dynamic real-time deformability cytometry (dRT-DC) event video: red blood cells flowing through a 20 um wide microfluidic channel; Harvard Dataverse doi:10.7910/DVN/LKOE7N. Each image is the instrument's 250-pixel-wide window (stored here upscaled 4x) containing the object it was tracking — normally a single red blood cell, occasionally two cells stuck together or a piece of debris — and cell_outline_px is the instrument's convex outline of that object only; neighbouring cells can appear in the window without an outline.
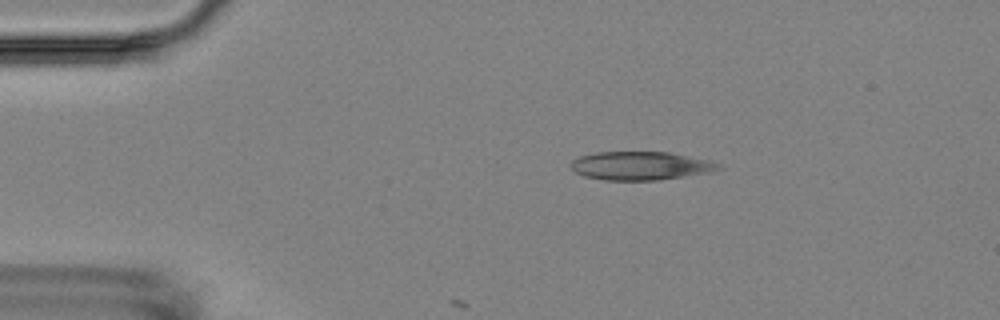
{"species": "Egyptian fruit bat (a non-hibernating species)", "species_latin": "Rousettus aegyptiacus", "temperature_condition": "room temperature", "stored_images_in_passage": 6, "camera_frame_rate_fps": 3000, "um_per_image_px": 0.085, "animal": {"sex": "female"}, "frame": {"image": 1, "passage_image": 1, "time_ms": 0.0, "image_size_px": [1000, 320], "cell_outline_px": [[724, 168], [712, 172], [660, 180], [604, 180], [584, 176], [576, 172], [568, 164], [572, 160], [580, 156], [596, 152], [668, 152], [712, 160], [724, 164]], "centroid_in_image_um": [54.52, 14.09], "position_along_channel_um": 30.5, "area_um2": 24.85}}
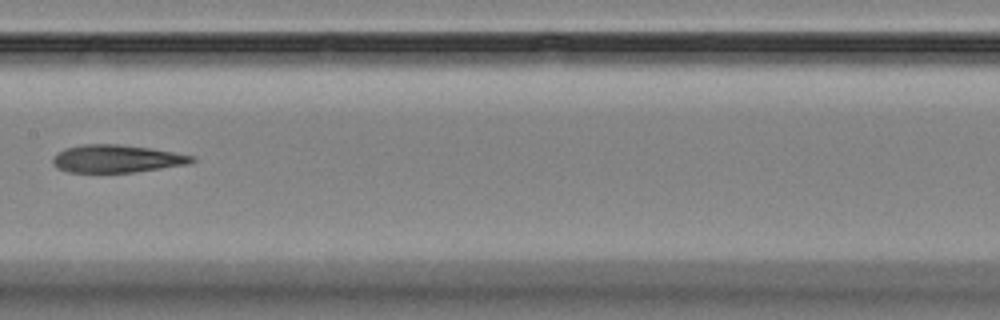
{"frame": {"image": 2, "passage_image": 6, "time_ms": 6.0, "image_size_px": [1000, 320], "cell_outline_px": [[196, 160], [188, 164], [132, 172], [68, 172], [56, 168], [52, 164], [52, 160], [56, 152], [64, 148], [84, 144], [120, 144], [148, 148], [172, 152], [192, 156]], "centroid_in_image_um": [9.83, 13.49], "position_along_channel_um": 197.6, "area_um2": 22.31}}